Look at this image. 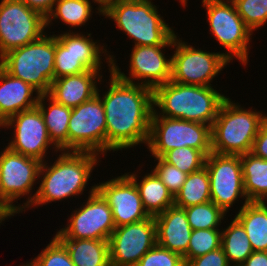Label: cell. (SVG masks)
<instances>
[{"instance_id": "cell-1", "label": "cell", "mask_w": 267, "mask_h": 266, "mask_svg": "<svg viewBox=\"0 0 267 266\" xmlns=\"http://www.w3.org/2000/svg\"><path fill=\"white\" fill-rule=\"evenodd\" d=\"M109 89L102 100L106 117V153L147 145L153 107V90L125 82L110 72Z\"/></svg>"}, {"instance_id": "cell-2", "label": "cell", "mask_w": 267, "mask_h": 266, "mask_svg": "<svg viewBox=\"0 0 267 266\" xmlns=\"http://www.w3.org/2000/svg\"><path fill=\"white\" fill-rule=\"evenodd\" d=\"M99 156L93 152L61 151L53 164L47 160L42 162L39 171L41 182L28 208L79 197L89 184L88 179L100 161Z\"/></svg>"}, {"instance_id": "cell-3", "label": "cell", "mask_w": 267, "mask_h": 266, "mask_svg": "<svg viewBox=\"0 0 267 266\" xmlns=\"http://www.w3.org/2000/svg\"><path fill=\"white\" fill-rule=\"evenodd\" d=\"M226 98L213 86L186 85L170 80L153 90L152 116L193 121L212 127Z\"/></svg>"}, {"instance_id": "cell-4", "label": "cell", "mask_w": 267, "mask_h": 266, "mask_svg": "<svg viewBox=\"0 0 267 266\" xmlns=\"http://www.w3.org/2000/svg\"><path fill=\"white\" fill-rule=\"evenodd\" d=\"M103 16L133 39L134 46L173 45L176 34L152 0H119Z\"/></svg>"}, {"instance_id": "cell-5", "label": "cell", "mask_w": 267, "mask_h": 266, "mask_svg": "<svg viewBox=\"0 0 267 266\" xmlns=\"http://www.w3.org/2000/svg\"><path fill=\"white\" fill-rule=\"evenodd\" d=\"M245 109L226 98L211 127L212 153L243 155L251 152L253 142L267 114Z\"/></svg>"}, {"instance_id": "cell-6", "label": "cell", "mask_w": 267, "mask_h": 266, "mask_svg": "<svg viewBox=\"0 0 267 266\" xmlns=\"http://www.w3.org/2000/svg\"><path fill=\"white\" fill-rule=\"evenodd\" d=\"M55 35L45 33L40 39L13 49L0 58V66L38 91L48 94L54 80Z\"/></svg>"}, {"instance_id": "cell-7", "label": "cell", "mask_w": 267, "mask_h": 266, "mask_svg": "<svg viewBox=\"0 0 267 266\" xmlns=\"http://www.w3.org/2000/svg\"><path fill=\"white\" fill-rule=\"evenodd\" d=\"M41 164L40 160L16 153L7 146L0 152V206L11 217L25 213L33 203L32 190L39 179ZM24 195H28L27 200L16 206L14 202Z\"/></svg>"}, {"instance_id": "cell-8", "label": "cell", "mask_w": 267, "mask_h": 266, "mask_svg": "<svg viewBox=\"0 0 267 266\" xmlns=\"http://www.w3.org/2000/svg\"><path fill=\"white\" fill-rule=\"evenodd\" d=\"M152 157L182 147L200 150L206 157L212 152L211 126L193 121L152 116L147 142Z\"/></svg>"}, {"instance_id": "cell-9", "label": "cell", "mask_w": 267, "mask_h": 266, "mask_svg": "<svg viewBox=\"0 0 267 266\" xmlns=\"http://www.w3.org/2000/svg\"><path fill=\"white\" fill-rule=\"evenodd\" d=\"M62 33L54 34V79L66 75L80 74L88 70H102V54L107 60L106 63H109L108 72H111V60H114L115 56H112L107 49H104L106 48L105 45L102 46L97 41L94 42L93 38H91V33H88L87 36L83 35L82 32L78 33V31L73 32L72 30Z\"/></svg>"}, {"instance_id": "cell-10", "label": "cell", "mask_w": 267, "mask_h": 266, "mask_svg": "<svg viewBox=\"0 0 267 266\" xmlns=\"http://www.w3.org/2000/svg\"><path fill=\"white\" fill-rule=\"evenodd\" d=\"M206 8L209 31L223 48L228 50L224 55L232 62L236 59L246 66L253 32L246 26L237 13L235 5L213 0H202Z\"/></svg>"}, {"instance_id": "cell-11", "label": "cell", "mask_w": 267, "mask_h": 266, "mask_svg": "<svg viewBox=\"0 0 267 266\" xmlns=\"http://www.w3.org/2000/svg\"><path fill=\"white\" fill-rule=\"evenodd\" d=\"M174 37L171 81L186 85L212 86V80L230 64L224 52L196 49ZM229 63V64H228Z\"/></svg>"}, {"instance_id": "cell-12", "label": "cell", "mask_w": 267, "mask_h": 266, "mask_svg": "<svg viewBox=\"0 0 267 266\" xmlns=\"http://www.w3.org/2000/svg\"><path fill=\"white\" fill-rule=\"evenodd\" d=\"M97 95L72 109L68 125V151L106 154V117Z\"/></svg>"}, {"instance_id": "cell-13", "label": "cell", "mask_w": 267, "mask_h": 266, "mask_svg": "<svg viewBox=\"0 0 267 266\" xmlns=\"http://www.w3.org/2000/svg\"><path fill=\"white\" fill-rule=\"evenodd\" d=\"M46 18L22 0L0 2V58L7 52L40 39Z\"/></svg>"}, {"instance_id": "cell-14", "label": "cell", "mask_w": 267, "mask_h": 266, "mask_svg": "<svg viewBox=\"0 0 267 266\" xmlns=\"http://www.w3.org/2000/svg\"><path fill=\"white\" fill-rule=\"evenodd\" d=\"M86 202L75 208L68 224L54 235L57 239H94L109 241L116 228L113 213L107 201L91 186ZM77 209V210H76Z\"/></svg>"}, {"instance_id": "cell-15", "label": "cell", "mask_w": 267, "mask_h": 266, "mask_svg": "<svg viewBox=\"0 0 267 266\" xmlns=\"http://www.w3.org/2000/svg\"><path fill=\"white\" fill-rule=\"evenodd\" d=\"M210 178L211 201L225 213L240 199L248 203L244 190L241 155L210 153L204 165Z\"/></svg>"}, {"instance_id": "cell-16", "label": "cell", "mask_w": 267, "mask_h": 266, "mask_svg": "<svg viewBox=\"0 0 267 266\" xmlns=\"http://www.w3.org/2000/svg\"><path fill=\"white\" fill-rule=\"evenodd\" d=\"M165 47L173 45L134 46L130 55L129 76L120 71L116 59L111 60V71L125 82L154 90L171 80L172 56L169 59L165 56Z\"/></svg>"}, {"instance_id": "cell-17", "label": "cell", "mask_w": 267, "mask_h": 266, "mask_svg": "<svg viewBox=\"0 0 267 266\" xmlns=\"http://www.w3.org/2000/svg\"><path fill=\"white\" fill-rule=\"evenodd\" d=\"M1 127L14 129L7 147L16 153L44 162L49 147L52 146L56 153L60 151L50 140L42 113L37 106L17 113L2 124L0 129Z\"/></svg>"}, {"instance_id": "cell-18", "label": "cell", "mask_w": 267, "mask_h": 266, "mask_svg": "<svg viewBox=\"0 0 267 266\" xmlns=\"http://www.w3.org/2000/svg\"><path fill=\"white\" fill-rule=\"evenodd\" d=\"M154 216L116 227L109 238L111 266H135L156 245Z\"/></svg>"}, {"instance_id": "cell-19", "label": "cell", "mask_w": 267, "mask_h": 266, "mask_svg": "<svg viewBox=\"0 0 267 266\" xmlns=\"http://www.w3.org/2000/svg\"><path fill=\"white\" fill-rule=\"evenodd\" d=\"M95 185L96 190L111 208L116 227L140 222L150 217L143 207L135 182L126 173Z\"/></svg>"}, {"instance_id": "cell-20", "label": "cell", "mask_w": 267, "mask_h": 266, "mask_svg": "<svg viewBox=\"0 0 267 266\" xmlns=\"http://www.w3.org/2000/svg\"><path fill=\"white\" fill-rule=\"evenodd\" d=\"M100 73L88 70L54 79L47 95L55 102L73 109L97 95V83L102 82L104 77Z\"/></svg>"}, {"instance_id": "cell-21", "label": "cell", "mask_w": 267, "mask_h": 266, "mask_svg": "<svg viewBox=\"0 0 267 266\" xmlns=\"http://www.w3.org/2000/svg\"><path fill=\"white\" fill-rule=\"evenodd\" d=\"M154 219L156 243L183 257L187 253L192 232L185 209L173 205L154 216Z\"/></svg>"}, {"instance_id": "cell-22", "label": "cell", "mask_w": 267, "mask_h": 266, "mask_svg": "<svg viewBox=\"0 0 267 266\" xmlns=\"http://www.w3.org/2000/svg\"><path fill=\"white\" fill-rule=\"evenodd\" d=\"M39 97L36 89L0 66V126L17 113L36 107Z\"/></svg>"}, {"instance_id": "cell-23", "label": "cell", "mask_w": 267, "mask_h": 266, "mask_svg": "<svg viewBox=\"0 0 267 266\" xmlns=\"http://www.w3.org/2000/svg\"><path fill=\"white\" fill-rule=\"evenodd\" d=\"M45 101H49V104ZM37 107L42 113L52 143L60 152L68 151V125L72 109L55 102L47 94L40 95Z\"/></svg>"}, {"instance_id": "cell-24", "label": "cell", "mask_w": 267, "mask_h": 266, "mask_svg": "<svg viewBox=\"0 0 267 266\" xmlns=\"http://www.w3.org/2000/svg\"><path fill=\"white\" fill-rule=\"evenodd\" d=\"M126 174L135 182L143 207L150 216H156L174 205V197L152 170L145 174L142 180H138L139 175L135 171Z\"/></svg>"}, {"instance_id": "cell-25", "label": "cell", "mask_w": 267, "mask_h": 266, "mask_svg": "<svg viewBox=\"0 0 267 266\" xmlns=\"http://www.w3.org/2000/svg\"><path fill=\"white\" fill-rule=\"evenodd\" d=\"M235 218L242 224L253 251H267V203H243Z\"/></svg>"}, {"instance_id": "cell-26", "label": "cell", "mask_w": 267, "mask_h": 266, "mask_svg": "<svg viewBox=\"0 0 267 266\" xmlns=\"http://www.w3.org/2000/svg\"><path fill=\"white\" fill-rule=\"evenodd\" d=\"M75 266H111L109 241L94 239H58Z\"/></svg>"}, {"instance_id": "cell-27", "label": "cell", "mask_w": 267, "mask_h": 266, "mask_svg": "<svg viewBox=\"0 0 267 266\" xmlns=\"http://www.w3.org/2000/svg\"><path fill=\"white\" fill-rule=\"evenodd\" d=\"M244 190L249 202L267 201V160L251 152L241 155Z\"/></svg>"}, {"instance_id": "cell-28", "label": "cell", "mask_w": 267, "mask_h": 266, "mask_svg": "<svg viewBox=\"0 0 267 266\" xmlns=\"http://www.w3.org/2000/svg\"><path fill=\"white\" fill-rule=\"evenodd\" d=\"M221 231V247L229 264L240 266L253 253L244 227L234 217L230 225Z\"/></svg>"}, {"instance_id": "cell-29", "label": "cell", "mask_w": 267, "mask_h": 266, "mask_svg": "<svg viewBox=\"0 0 267 266\" xmlns=\"http://www.w3.org/2000/svg\"><path fill=\"white\" fill-rule=\"evenodd\" d=\"M211 201L210 178L206 167L187 175L186 181L174 197V205L187 208Z\"/></svg>"}, {"instance_id": "cell-30", "label": "cell", "mask_w": 267, "mask_h": 266, "mask_svg": "<svg viewBox=\"0 0 267 266\" xmlns=\"http://www.w3.org/2000/svg\"><path fill=\"white\" fill-rule=\"evenodd\" d=\"M92 6L87 0H57L46 17V28L49 29L52 21L58 18L69 27L80 28L92 18L94 8Z\"/></svg>"}, {"instance_id": "cell-31", "label": "cell", "mask_w": 267, "mask_h": 266, "mask_svg": "<svg viewBox=\"0 0 267 266\" xmlns=\"http://www.w3.org/2000/svg\"><path fill=\"white\" fill-rule=\"evenodd\" d=\"M184 209L192 230L219 229L221 221L226 216V213L212 201Z\"/></svg>"}, {"instance_id": "cell-32", "label": "cell", "mask_w": 267, "mask_h": 266, "mask_svg": "<svg viewBox=\"0 0 267 266\" xmlns=\"http://www.w3.org/2000/svg\"><path fill=\"white\" fill-rule=\"evenodd\" d=\"M221 234L220 229L192 230L187 253L183 256L184 263L220 248Z\"/></svg>"}, {"instance_id": "cell-33", "label": "cell", "mask_w": 267, "mask_h": 266, "mask_svg": "<svg viewBox=\"0 0 267 266\" xmlns=\"http://www.w3.org/2000/svg\"><path fill=\"white\" fill-rule=\"evenodd\" d=\"M161 158L189 175L204 167L206 156L195 148L182 147L166 152Z\"/></svg>"}, {"instance_id": "cell-34", "label": "cell", "mask_w": 267, "mask_h": 266, "mask_svg": "<svg viewBox=\"0 0 267 266\" xmlns=\"http://www.w3.org/2000/svg\"><path fill=\"white\" fill-rule=\"evenodd\" d=\"M235 8L252 32L267 23V0H240Z\"/></svg>"}, {"instance_id": "cell-35", "label": "cell", "mask_w": 267, "mask_h": 266, "mask_svg": "<svg viewBox=\"0 0 267 266\" xmlns=\"http://www.w3.org/2000/svg\"><path fill=\"white\" fill-rule=\"evenodd\" d=\"M27 263L30 266H75L66 247L55 236L37 257Z\"/></svg>"}, {"instance_id": "cell-36", "label": "cell", "mask_w": 267, "mask_h": 266, "mask_svg": "<svg viewBox=\"0 0 267 266\" xmlns=\"http://www.w3.org/2000/svg\"><path fill=\"white\" fill-rule=\"evenodd\" d=\"M157 161L155 168L152 171L166 185L168 191L173 197L180 191V188L186 181L187 175L175 166L165 162L161 157H153Z\"/></svg>"}, {"instance_id": "cell-37", "label": "cell", "mask_w": 267, "mask_h": 266, "mask_svg": "<svg viewBox=\"0 0 267 266\" xmlns=\"http://www.w3.org/2000/svg\"><path fill=\"white\" fill-rule=\"evenodd\" d=\"M135 266H185L183 257L156 244Z\"/></svg>"}, {"instance_id": "cell-38", "label": "cell", "mask_w": 267, "mask_h": 266, "mask_svg": "<svg viewBox=\"0 0 267 266\" xmlns=\"http://www.w3.org/2000/svg\"><path fill=\"white\" fill-rule=\"evenodd\" d=\"M185 266H231L222 247L198 256L185 263Z\"/></svg>"}, {"instance_id": "cell-39", "label": "cell", "mask_w": 267, "mask_h": 266, "mask_svg": "<svg viewBox=\"0 0 267 266\" xmlns=\"http://www.w3.org/2000/svg\"><path fill=\"white\" fill-rule=\"evenodd\" d=\"M251 153L267 160V116L263 120L260 130L253 142Z\"/></svg>"}, {"instance_id": "cell-40", "label": "cell", "mask_w": 267, "mask_h": 266, "mask_svg": "<svg viewBox=\"0 0 267 266\" xmlns=\"http://www.w3.org/2000/svg\"><path fill=\"white\" fill-rule=\"evenodd\" d=\"M29 8L41 13L45 18L57 0H22Z\"/></svg>"}, {"instance_id": "cell-41", "label": "cell", "mask_w": 267, "mask_h": 266, "mask_svg": "<svg viewBox=\"0 0 267 266\" xmlns=\"http://www.w3.org/2000/svg\"><path fill=\"white\" fill-rule=\"evenodd\" d=\"M240 266H267V251H253Z\"/></svg>"}, {"instance_id": "cell-42", "label": "cell", "mask_w": 267, "mask_h": 266, "mask_svg": "<svg viewBox=\"0 0 267 266\" xmlns=\"http://www.w3.org/2000/svg\"><path fill=\"white\" fill-rule=\"evenodd\" d=\"M87 1L91 4L92 2L97 4L98 8H95L97 9L96 13H98L99 15H104L119 0H92V2L90 0Z\"/></svg>"}, {"instance_id": "cell-43", "label": "cell", "mask_w": 267, "mask_h": 266, "mask_svg": "<svg viewBox=\"0 0 267 266\" xmlns=\"http://www.w3.org/2000/svg\"><path fill=\"white\" fill-rule=\"evenodd\" d=\"M8 217L11 218V216L0 206V224H2Z\"/></svg>"}, {"instance_id": "cell-44", "label": "cell", "mask_w": 267, "mask_h": 266, "mask_svg": "<svg viewBox=\"0 0 267 266\" xmlns=\"http://www.w3.org/2000/svg\"><path fill=\"white\" fill-rule=\"evenodd\" d=\"M213 1L235 5L240 0H213Z\"/></svg>"}, {"instance_id": "cell-45", "label": "cell", "mask_w": 267, "mask_h": 266, "mask_svg": "<svg viewBox=\"0 0 267 266\" xmlns=\"http://www.w3.org/2000/svg\"><path fill=\"white\" fill-rule=\"evenodd\" d=\"M188 0H180L179 3L185 8Z\"/></svg>"}, {"instance_id": "cell-46", "label": "cell", "mask_w": 267, "mask_h": 266, "mask_svg": "<svg viewBox=\"0 0 267 266\" xmlns=\"http://www.w3.org/2000/svg\"><path fill=\"white\" fill-rule=\"evenodd\" d=\"M20 266H30L28 263H26V264H23V265H20Z\"/></svg>"}]
</instances>
